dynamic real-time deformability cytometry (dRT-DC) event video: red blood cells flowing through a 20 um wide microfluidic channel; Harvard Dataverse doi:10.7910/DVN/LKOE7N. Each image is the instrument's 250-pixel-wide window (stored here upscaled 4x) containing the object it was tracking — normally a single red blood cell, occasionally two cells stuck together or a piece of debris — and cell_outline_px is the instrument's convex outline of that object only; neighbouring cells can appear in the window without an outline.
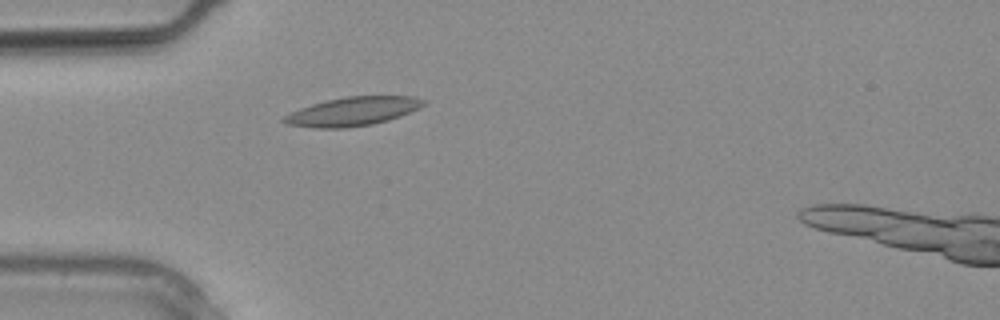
{"species": "common noctule bat (a hibernating species)", "species_latin": "Nyctalus noctula", "temperature_condition": "warm", "stored_images_in_passage": 4, "camera_frame_rate_fps": 3000, "um_per_image_px": 0.085, "animal": {"sex": "male", "body_mass_g": 20.4}, "frame": {"image": 1, "passage_image": 2, "time_ms": 0.333, "image_size_px": [1000, 320], "cell_outline_px": [[428, 100], [420, 108], [400, 116], [388, 120], [372, 124], [344, 128], [316, 128], [288, 124], [280, 120], [284, 116], [300, 108], [312, 104], [344, 96], [412, 96]], "centroid_in_image_um": [30.01, 9.46], "position_along_channel_um": 55.0, "area_um2": 23.29}}